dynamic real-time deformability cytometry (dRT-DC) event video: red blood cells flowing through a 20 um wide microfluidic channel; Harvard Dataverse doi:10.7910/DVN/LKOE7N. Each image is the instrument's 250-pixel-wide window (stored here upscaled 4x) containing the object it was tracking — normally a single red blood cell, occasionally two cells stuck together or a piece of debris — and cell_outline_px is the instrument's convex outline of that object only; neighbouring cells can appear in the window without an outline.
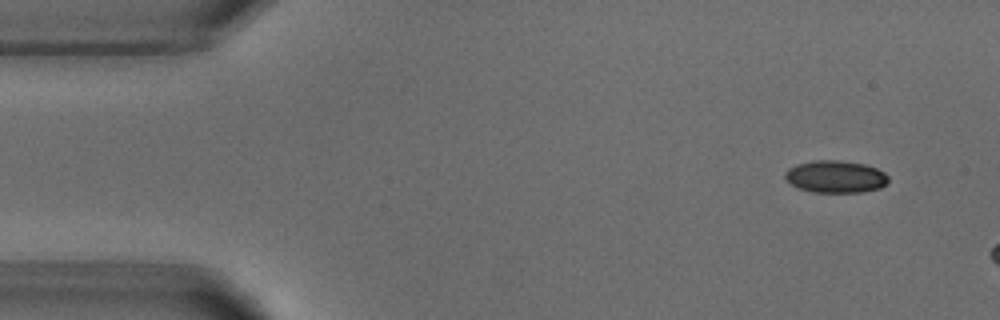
{"species": "common noctule bat (a hibernating species)", "species_latin": "Nyctalus noctula", "temperature_condition": "warm", "stored_images_in_passage": 3, "camera_frame_rate_fps": 3000, "um_per_image_px": 0.085, "animal": {"sex": "male", "body_mass_g": 18.8}, "frame": {"image": 1, "passage_image": 1, "time_ms": 0.0, "image_size_px": [1000, 320], "cell_outline_px": [[888, 184], [880, 188], [860, 192], [812, 192], [800, 188], [792, 184], [784, 176], [784, 172], [788, 168], [796, 164], [812, 160], [840, 160], [864, 164], [876, 168], [884, 172], [888, 176]], "centroid_in_image_um": [71.03, 15.0], "position_along_channel_um": 14.0, "area_um2": 19.48}}